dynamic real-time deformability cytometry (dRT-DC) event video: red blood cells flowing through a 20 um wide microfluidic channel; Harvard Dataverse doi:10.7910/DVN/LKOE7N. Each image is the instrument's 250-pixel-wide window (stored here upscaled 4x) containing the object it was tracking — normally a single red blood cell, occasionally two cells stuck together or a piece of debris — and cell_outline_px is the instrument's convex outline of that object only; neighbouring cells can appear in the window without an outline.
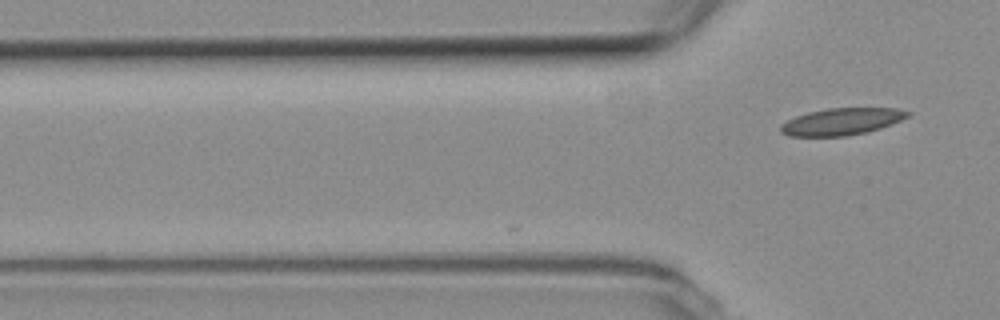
{"species": "common noctule bat (a hibernating species)", "species_latin": "Nyctalus noctula", "temperature_condition": "room temperature", "stored_images_in_passage": 2, "camera_frame_rate_fps": 3000, "um_per_image_px": 0.085, "animal": {"sex": "female", "body_mass_g": 19.3, "forearm_length_mm": 54.1}, "frame": {"image": 1, "passage_image": 2, "time_ms": 0.333, "image_size_px": [1000, 320], "cell_outline_px": [[912, 116], [892, 124], [880, 128], [864, 132], [844, 136], [788, 136], [780, 132], [780, 124], [796, 116], [808, 112], [828, 108], [896, 108], [912, 112]], "centroid_in_image_um": [71.57, 10.32], "position_along_channel_um": 54.2, "area_um2": 20.0}}